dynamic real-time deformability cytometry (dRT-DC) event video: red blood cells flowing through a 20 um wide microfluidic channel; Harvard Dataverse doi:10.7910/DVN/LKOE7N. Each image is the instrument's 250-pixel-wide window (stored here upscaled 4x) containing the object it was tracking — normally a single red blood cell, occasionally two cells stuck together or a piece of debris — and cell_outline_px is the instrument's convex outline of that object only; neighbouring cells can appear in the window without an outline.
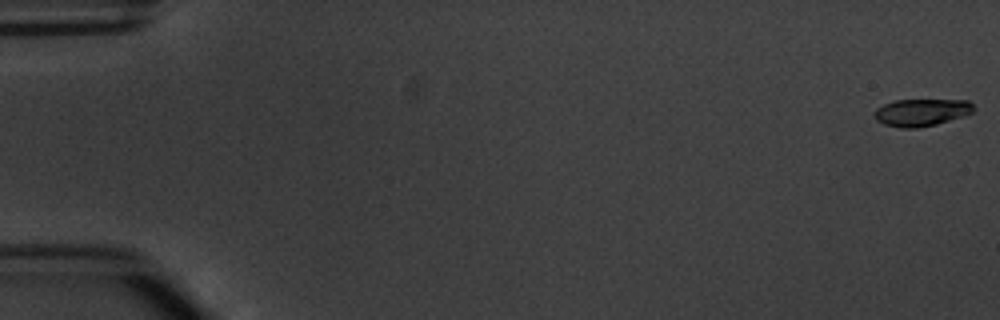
{"species": "common noctule bat (a hibernating species)", "species_latin": "Nyctalus noctula", "temperature_condition": "warm", "stored_images_in_passage": 5, "camera_frame_rate_fps": 3000, "um_per_image_px": 0.085, "animal": {"sex": "male", "body_mass_g": 20.1, "forearm_length_mm": 53.5}, "frame": {"image": 1, "passage_image": 1, "time_ms": 0.0, "image_size_px": [1000, 320], "cell_outline_px": [[976, 108], [972, 112], [936, 124], [916, 128], [900, 128], [884, 124], [876, 120], [872, 112], [876, 108], [884, 104], [896, 100], [968, 100]], "centroid_in_image_um": [78.27, 9.55], "position_along_channel_um": 6.7, "area_um2": 15.66}}
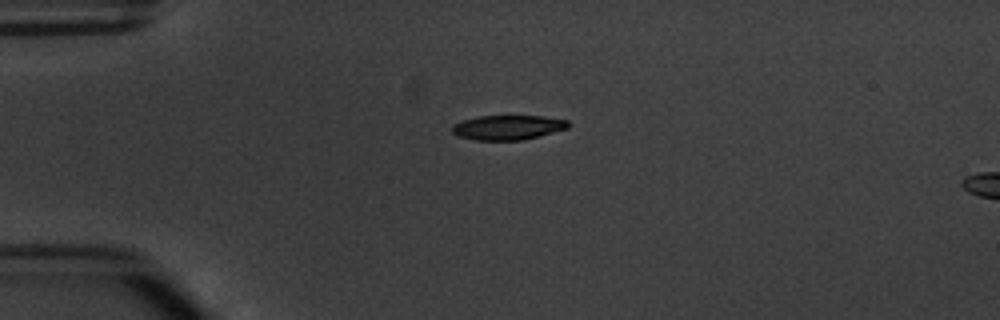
{"frame": {"image": 2, "passage_image": 4, "time_ms": 4.333, "image_size_px": [1000, 320], "cell_outline_px": [[572, 124], [568, 128], [524, 140], [476, 140], [456, 136], [452, 132], [452, 124], [464, 120], [480, 116], [540, 116], [568, 120]], "centroid_in_image_um": [43.17, 10.83], "position_along_channel_um": 41.8, "area_um2": 16.7}}